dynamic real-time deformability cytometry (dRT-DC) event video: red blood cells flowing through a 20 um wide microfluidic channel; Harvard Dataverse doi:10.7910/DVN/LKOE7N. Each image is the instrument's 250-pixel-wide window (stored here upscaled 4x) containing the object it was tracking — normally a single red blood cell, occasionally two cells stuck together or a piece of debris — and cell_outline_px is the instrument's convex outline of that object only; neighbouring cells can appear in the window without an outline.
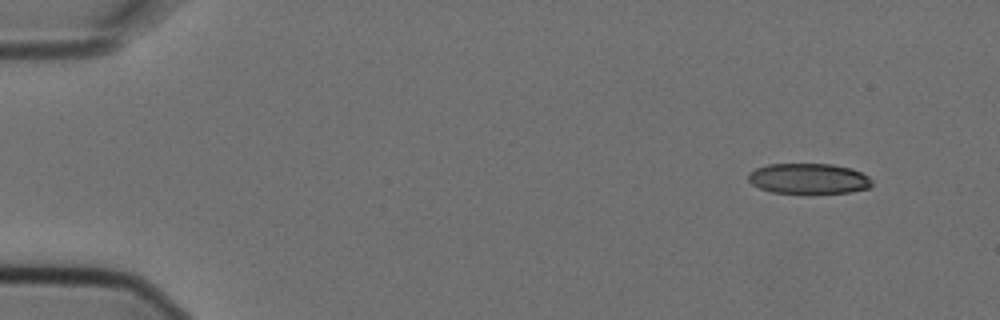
{"species": "Egyptian fruit bat (a non-hibernating species)", "species_latin": "Rousettus aegyptiacus", "temperature_condition": "cold", "stored_images_in_passage": 5, "camera_frame_rate_fps": 3000, "um_per_image_px": 0.085, "animal": {"sex": "female"}, "frame": {"image": 1, "passage_image": 1, "time_ms": 0.0, "image_size_px": [1000, 320], "cell_outline_px": [[872, 184], [868, 188], [852, 192], [772, 192], [760, 188], [752, 184], [748, 180], [748, 172], [756, 168], [768, 164], [832, 164], [852, 168], [868, 176], [872, 180]], "centroid_in_image_um": [68.73, 15.16], "position_along_channel_um": 16.3, "area_um2": 21.73}}